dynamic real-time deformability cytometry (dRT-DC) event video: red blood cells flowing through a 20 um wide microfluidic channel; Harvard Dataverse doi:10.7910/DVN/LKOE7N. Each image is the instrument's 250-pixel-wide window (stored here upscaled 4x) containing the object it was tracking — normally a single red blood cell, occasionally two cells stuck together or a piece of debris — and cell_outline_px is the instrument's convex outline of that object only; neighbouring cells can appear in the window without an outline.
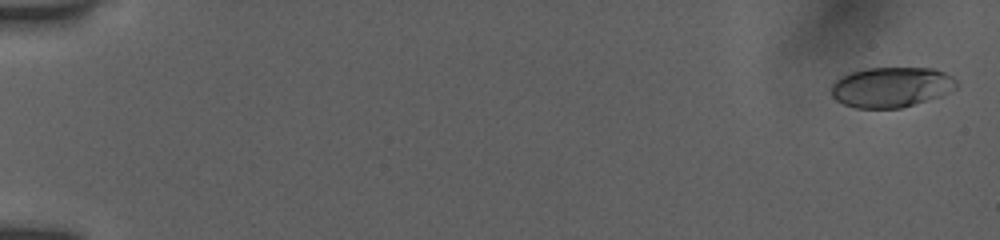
{"species": "human", "species_latin": "Homo sapiens", "temperature_condition": "room temperature", "stored_images_in_passage": 54, "camera_frame_rate_fps": 3000, "um_per_image_px": 0.085, "donor": {"sex": "female"}, "frame": {"image": 1, "passage_image": 2, "time_ms": 0.333, "image_size_px": [1000, 240], "cell_outline_px": [[960, 84], [956, 88], [940, 96], [900, 108], [856, 108], [844, 104], [836, 100], [832, 96], [832, 84], [836, 80], [852, 72], [868, 68], [932, 68], [944, 72], [952, 76]], "centroid_in_image_um": [75.79, 7.4], "position_along_channel_um": 9.2, "area_um2": 29.19}}
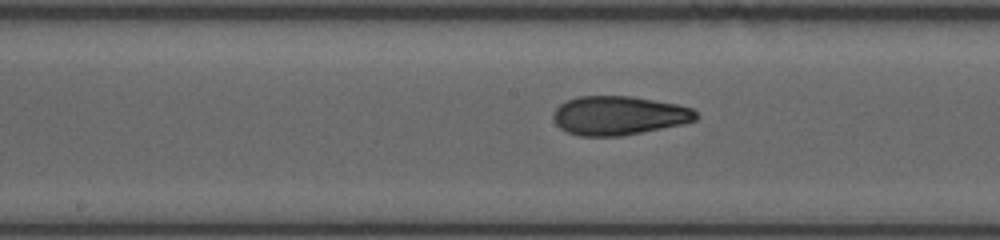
{"frame": {"image": 2, "passage_image": 30, "time_ms": 9.667, "image_size_px": [1000, 240], "cell_outline_px": [[700, 116], [696, 120], [684, 124], [620, 136], [580, 136], [568, 132], [560, 128], [556, 124], [552, 116], [552, 112], [560, 104], [576, 96], [632, 96], [676, 104], [692, 108]], "centroid_in_image_um": [52.6, 9.82], "position_along_channel_um": 195.6, "area_um2": 32.48}}
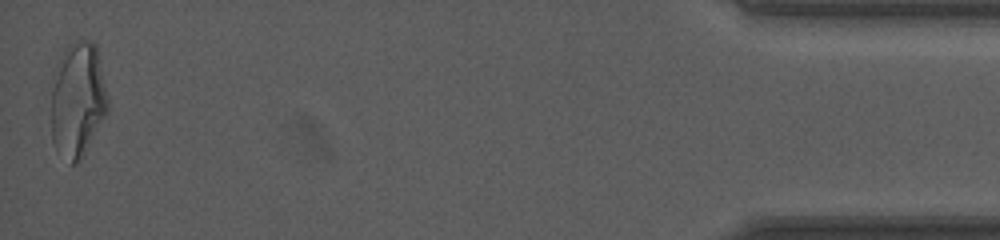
{"frame": {"image": 3, "passage_image": 54, "time_ms": 17.667, "image_size_px": [1000, 240], "cell_outline_px": [[108, 112], [76, 164], [72, 164], [56, 148], [52, 140], [52, 76], [56, 64], [64, 48], [68, 44], [76, 40], [92, 40], [96, 44], [108, 100]], "centroid_in_image_um": [6.59, 8.39], "position_along_channel_um": 428.6, "area_um2": 37.74}, "authors_computed_cell_mechanics": {"area_um2": 31.9345, "velocity_mm_per_s": 3.9256, "shape_relaxation_time_tau1_ms": 7.1766, "shape_relaxation_time_tau2_ms": 1.3156, "deformation_change_tau1": 0.2029, "deformation_change_tau2": 0.0793}}